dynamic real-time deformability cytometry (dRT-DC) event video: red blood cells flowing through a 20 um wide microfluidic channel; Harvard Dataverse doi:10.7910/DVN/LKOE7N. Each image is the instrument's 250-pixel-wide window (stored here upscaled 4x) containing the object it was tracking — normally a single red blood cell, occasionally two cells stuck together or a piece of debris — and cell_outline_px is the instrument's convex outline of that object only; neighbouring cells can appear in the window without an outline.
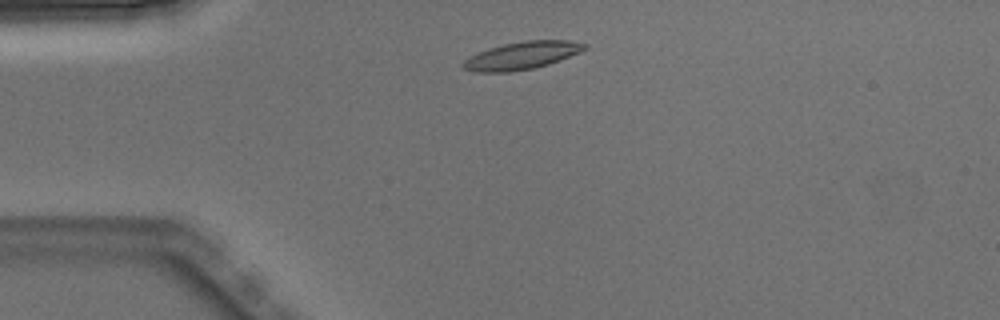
{"species": "Egyptian fruit bat (a non-hibernating species)", "species_latin": "Rousettus aegyptiacus", "temperature_condition": "warm", "stored_images_in_passage": 2, "camera_frame_rate_fps": 3000, "um_per_image_px": 0.085, "animal": {"sex": "male"}, "frame": {"image": 1, "passage_image": 1, "time_ms": 0.0, "image_size_px": [1000, 320], "cell_outline_px": [[588, 48], [580, 52], [560, 60], [548, 64], [532, 68], [508, 72], [476, 72], [464, 68], [460, 64], [464, 60], [488, 48], [504, 44], [524, 40], [572, 40], [588, 44]], "centroid_in_image_um": [44.4, 4.71], "position_along_channel_um": 40.6, "area_um2": 19.48}}